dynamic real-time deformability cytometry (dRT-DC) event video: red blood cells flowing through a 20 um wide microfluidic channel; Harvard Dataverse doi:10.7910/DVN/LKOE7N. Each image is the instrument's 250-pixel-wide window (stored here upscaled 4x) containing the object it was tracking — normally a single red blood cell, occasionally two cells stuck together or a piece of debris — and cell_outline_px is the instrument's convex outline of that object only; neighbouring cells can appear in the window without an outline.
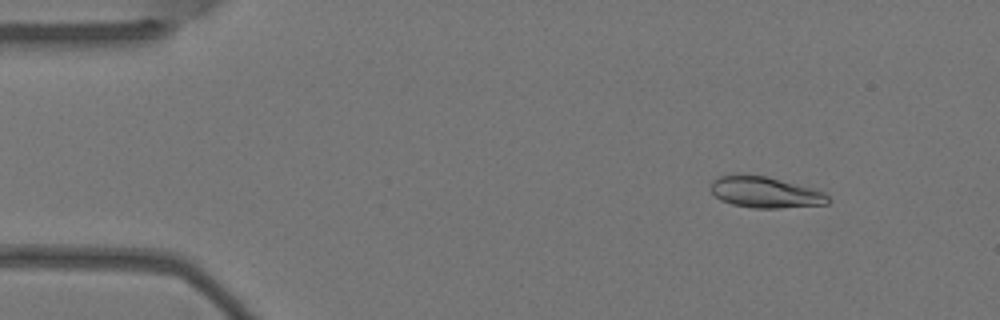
{"species": "Egyptian fruit bat (a non-hibernating species)", "species_latin": "Rousettus aegyptiacus", "temperature_condition": "warm", "stored_images_in_passage": 6, "camera_frame_rate_fps": 3000, "um_per_image_px": 0.085, "animal": {"sex": "female"}, "frame": {"image": 1, "passage_image": 2, "time_ms": 0.333, "image_size_px": [1000, 320], "cell_outline_px": [[832, 200], [828, 204], [780, 208], [752, 208], [732, 204], [720, 200], [708, 188], [712, 180], [720, 176], [736, 172], [768, 176], [816, 188], [824, 192]], "centroid_in_image_um": [65.03, 16.31], "position_along_channel_um": 20.0, "area_um2": 22.08}}
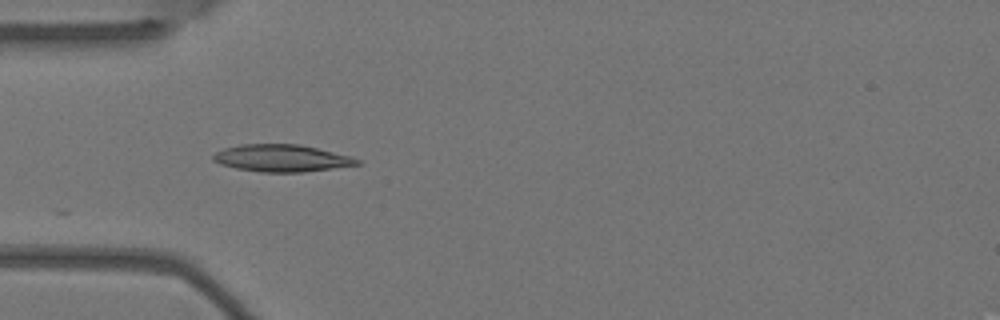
{"frame": {"image": 2, "passage_image": 5, "time_ms": 1.333, "image_size_px": [1000, 320], "cell_outline_px": [[360, 164], [304, 172], [260, 172], [236, 168], [220, 164], [212, 160], [212, 156], [216, 152], [224, 148], [240, 144], [300, 144], [352, 156], [360, 160]], "centroid_in_image_um": [23.93, 13.44], "position_along_channel_um": 61.1, "area_um2": 22.77}}
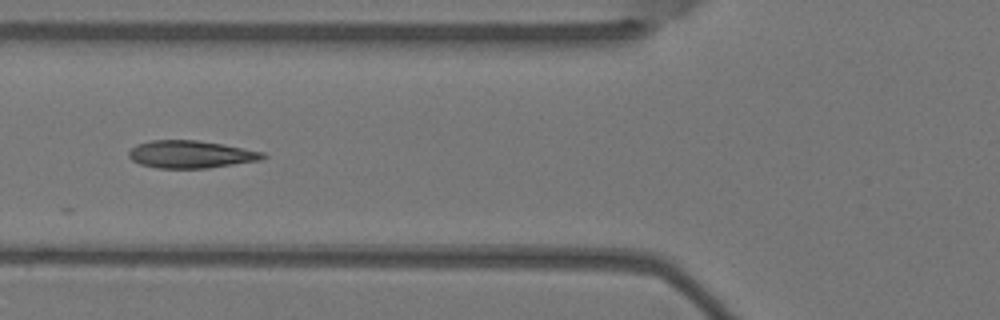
{"frame": {"image": 3, "passage_image": 6, "time_ms": 1.667, "image_size_px": [1000, 320], "cell_outline_px": [[268, 156], [260, 160], [208, 168], [156, 168], [140, 164], [132, 160], [128, 156], [128, 152], [136, 144], [152, 140], [196, 140], [224, 144], [264, 152]], "centroid_in_image_um": [16.21, 13.11], "position_along_channel_um": 109.6, "area_um2": 21.56}}